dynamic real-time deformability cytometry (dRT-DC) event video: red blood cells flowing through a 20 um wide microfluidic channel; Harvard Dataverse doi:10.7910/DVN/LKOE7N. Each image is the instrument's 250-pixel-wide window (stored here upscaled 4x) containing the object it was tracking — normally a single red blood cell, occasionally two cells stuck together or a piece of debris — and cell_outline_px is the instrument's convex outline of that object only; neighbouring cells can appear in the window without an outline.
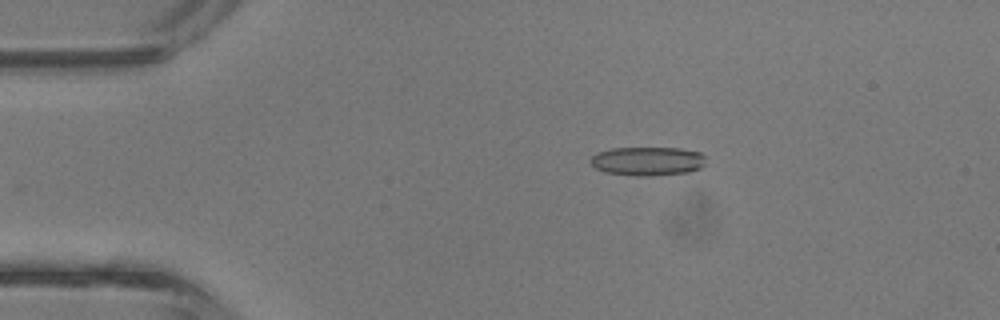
{"species": "common noctule bat (a hibernating species)", "species_latin": "Nyctalus noctula", "temperature_condition": "room temperature", "stored_images_in_passage": 3, "camera_frame_rate_fps": 3000, "um_per_image_px": 0.085, "animal": {"sex": "male", "body_mass_g": 13.3}, "frame": {"image": 1, "passage_image": 2, "time_ms": 0.333, "image_size_px": [1000, 320], "cell_outline_px": [[704, 164], [700, 168], [688, 172], [652, 176], [636, 176], [604, 172], [596, 168], [588, 160], [596, 152], [612, 148], [680, 148], [700, 152], [704, 156]], "centroid_in_image_um": [55.01, 13.7], "position_along_channel_um": 30.0, "area_um2": 19.48}}